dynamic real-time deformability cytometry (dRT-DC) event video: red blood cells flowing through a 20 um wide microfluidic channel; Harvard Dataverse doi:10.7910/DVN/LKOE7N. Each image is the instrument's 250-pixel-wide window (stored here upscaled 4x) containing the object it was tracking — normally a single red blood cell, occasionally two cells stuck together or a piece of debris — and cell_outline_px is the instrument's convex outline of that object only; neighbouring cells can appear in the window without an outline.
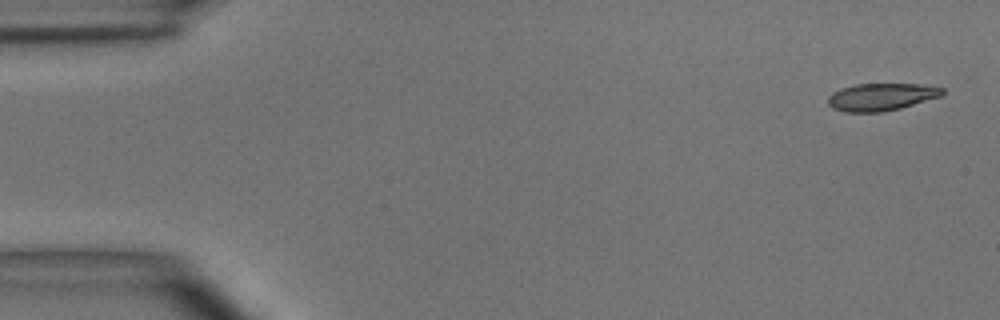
{"species": "common noctule bat (a hibernating species)", "species_latin": "Nyctalus noctula", "temperature_condition": "room temperature", "stored_images_in_passage": 5, "camera_frame_rate_fps": 3000, "um_per_image_px": 0.085, "animal": {"sex": "male", "body_mass_g": 15.6}, "frame": {"image": 1, "passage_image": 1, "time_ms": 0.0, "image_size_px": [1000, 320], "cell_outline_px": [[944, 92], [940, 96], [900, 108], [880, 112], [844, 112], [832, 108], [828, 104], [828, 96], [832, 92], [840, 88], [856, 84], [916, 84], [944, 88]], "centroid_in_image_um": [74.85, 8.24], "position_along_channel_um": 10.2, "area_um2": 18.15}}
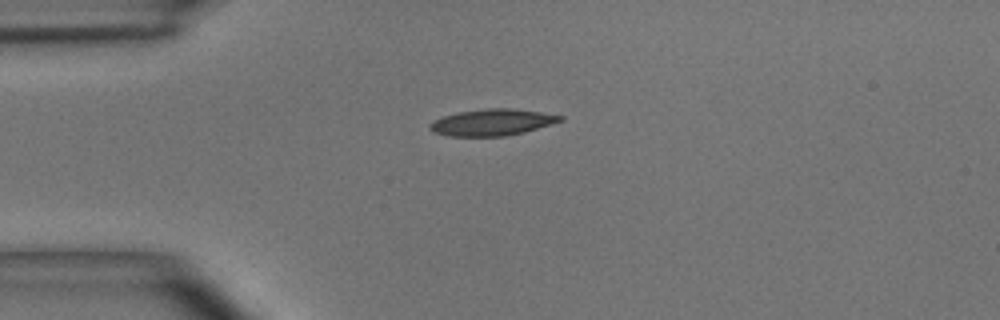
{"frame": {"image": 2, "passage_image": 4, "time_ms": 1.0, "image_size_px": [1000, 320], "cell_outline_px": [[564, 120], [524, 132], [504, 136], [448, 136], [432, 132], [428, 128], [428, 124], [432, 120], [444, 116], [460, 112], [488, 108], [512, 108], [540, 112], [564, 116]], "centroid_in_image_um": [41.8, 10.4], "position_along_channel_um": 43.2, "area_um2": 20.11}}